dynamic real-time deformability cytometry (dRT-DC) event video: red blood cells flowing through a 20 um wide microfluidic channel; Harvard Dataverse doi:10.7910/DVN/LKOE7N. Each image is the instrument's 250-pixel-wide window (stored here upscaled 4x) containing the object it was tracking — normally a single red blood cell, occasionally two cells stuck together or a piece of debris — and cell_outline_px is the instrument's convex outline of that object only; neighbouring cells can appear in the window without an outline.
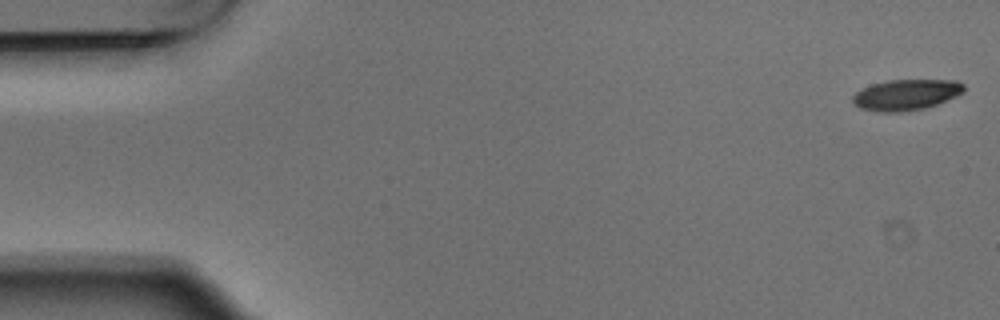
{"species": "Egyptian fruit bat (a non-hibernating species)", "species_latin": "Rousettus aegyptiacus", "temperature_condition": "warm", "stored_images_in_passage": 4, "camera_frame_rate_fps": 3000, "um_per_image_px": 0.085, "animal": {"sex": "male"}, "frame": {"image": 1, "passage_image": 1, "time_ms": 0.0, "image_size_px": [1000, 320], "cell_outline_px": [[964, 92], [956, 96], [936, 104], [924, 108], [900, 112], [880, 112], [860, 108], [852, 100], [852, 96], [860, 88], [872, 84], [888, 80], [956, 80], [964, 84]], "centroid_in_image_um": [77.01, 8.04], "position_along_channel_um": 8.0, "area_um2": 19.94}}